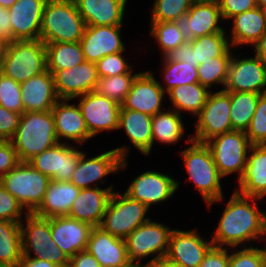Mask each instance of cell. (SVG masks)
Instances as JSON below:
<instances>
[{
    "mask_svg": "<svg viewBox=\"0 0 266 267\" xmlns=\"http://www.w3.org/2000/svg\"><path fill=\"white\" fill-rule=\"evenodd\" d=\"M207 89L198 82L174 87L167 94L173 103V110L178 113L185 110L197 116L204 107L210 93Z\"/></svg>",
    "mask_w": 266,
    "mask_h": 267,
    "instance_id": "836d02e7",
    "label": "cell"
},
{
    "mask_svg": "<svg viewBox=\"0 0 266 267\" xmlns=\"http://www.w3.org/2000/svg\"><path fill=\"white\" fill-rule=\"evenodd\" d=\"M47 0H17L7 10L12 41L39 40L43 9Z\"/></svg>",
    "mask_w": 266,
    "mask_h": 267,
    "instance_id": "d6986e66",
    "label": "cell"
},
{
    "mask_svg": "<svg viewBox=\"0 0 266 267\" xmlns=\"http://www.w3.org/2000/svg\"><path fill=\"white\" fill-rule=\"evenodd\" d=\"M69 267H101V265L93 255L85 250L70 258Z\"/></svg>",
    "mask_w": 266,
    "mask_h": 267,
    "instance_id": "11a10c76",
    "label": "cell"
},
{
    "mask_svg": "<svg viewBox=\"0 0 266 267\" xmlns=\"http://www.w3.org/2000/svg\"><path fill=\"white\" fill-rule=\"evenodd\" d=\"M150 33L160 45L163 57L188 40L181 21L151 22Z\"/></svg>",
    "mask_w": 266,
    "mask_h": 267,
    "instance_id": "ab89813d",
    "label": "cell"
},
{
    "mask_svg": "<svg viewBox=\"0 0 266 267\" xmlns=\"http://www.w3.org/2000/svg\"><path fill=\"white\" fill-rule=\"evenodd\" d=\"M195 0H155L151 22L182 21Z\"/></svg>",
    "mask_w": 266,
    "mask_h": 267,
    "instance_id": "7bdbcfd3",
    "label": "cell"
},
{
    "mask_svg": "<svg viewBox=\"0 0 266 267\" xmlns=\"http://www.w3.org/2000/svg\"><path fill=\"white\" fill-rule=\"evenodd\" d=\"M69 145L68 142H58L42 153L35 155L28 162L34 169L48 176L51 180L70 181L82 152Z\"/></svg>",
    "mask_w": 266,
    "mask_h": 267,
    "instance_id": "4fadbf2b",
    "label": "cell"
},
{
    "mask_svg": "<svg viewBox=\"0 0 266 267\" xmlns=\"http://www.w3.org/2000/svg\"><path fill=\"white\" fill-rule=\"evenodd\" d=\"M124 128L132 144L144 155L152 150V116L140 111L124 109L119 113V127Z\"/></svg>",
    "mask_w": 266,
    "mask_h": 267,
    "instance_id": "4dcf8cb0",
    "label": "cell"
},
{
    "mask_svg": "<svg viewBox=\"0 0 266 267\" xmlns=\"http://www.w3.org/2000/svg\"><path fill=\"white\" fill-rule=\"evenodd\" d=\"M20 163L10 140H0V178Z\"/></svg>",
    "mask_w": 266,
    "mask_h": 267,
    "instance_id": "816d5d0a",
    "label": "cell"
},
{
    "mask_svg": "<svg viewBox=\"0 0 266 267\" xmlns=\"http://www.w3.org/2000/svg\"><path fill=\"white\" fill-rule=\"evenodd\" d=\"M50 180L29 162H20L0 178V183L25 207L26 213H33L40 206Z\"/></svg>",
    "mask_w": 266,
    "mask_h": 267,
    "instance_id": "52a82bcc",
    "label": "cell"
},
{
    "mask_svg": "<svg viewBox=\"0 0 266 267\" xmlns=\"http://www.w3.org/2000/svg\"><path fill=\"white\" fill-rule=\"evenodd\" d=\"M152 267H185V266L176 263L165 256L154 262L152 264Z\"/></svg>",
    "mask_w": 266,
    "mask_h": 267,
    "instance_id": "91938a15",
    "label": "cell"
},
{
    "mask_svg": "<svg viewBox=\"0 0 266 267\" xmlns=\"http://www.w3.org/2000/svg\"><path fill=\"white\" fill-rule=\"evenodd\" d=\"M121 25L86 26L80 44L85 61L97 63L104 56L123 52L121 41Z\"/></svg>",
    "mask_w": 266,
    "mask_h": 267,
    "instance_id": "ffe728a7",
    "label": "cell"
},
{
    "mask_svg": "<svg viewBox=\"0 0 266 267\" xmlns=\"http://www.w3.org/2000/svg\"><path fill=\"white\" fill-rule=\"evenodd\" d=\"M172 231L168 226L152 220L138 226L124 239L129 262L141 263L144 257L156 253V256L147 262L152 265L158 259L165 257Z\"/></svg>",
    "mask_w": 266,
    "mask_h": 267,
    "instance_id": "30bf717a",
    "label": "cell"
},
{
    "mask_svg": "<svg viewBox=\"0 0 266 267\" xmlns=\"http://www.w3.org/2000/svg\"><path fill=\"white\" fill-rule=\"evenodd\" d=\"M255 53L258 58L266 66V32L262 35L259 41L254 45Z\"/></svg>",
    "mask_w": 266,
    "mask_h": 267,
    "instance_id": "680465c9",
    "label": "cell"
},
{
    "mask_svg": "<svg viewBox=\"0 0 266 267\" xmlns=\"http://www.w3.org/2000/svg\"><path fill=\"white\" fill-rule=\"evenodd\" d=\"M0 267H18V266H11V265H7V264H0Z\"/></svg>",
    "mask_w": 266,
    "mask_h": 267,
    "instance_id": "89a4df30",
    "label": "cell"
},
{
    "mask_svg": "<svg viewBox=\"0 0 266 267\" xmlns=\"http://www.w3.org/2000/svg\"><path fill=\"white\" fill-rule=\"evenodd\" d=\"M96 65L99 78L132 73V66L126 63L125 58L122 57V52L104 56Z\"/></svg>",
    "mask_w": 266,
    "mask_h": 267,
    "instance_id": "7dc6e473",
    "label": "cell"
},
{
    "mask_svg": "<svg viewBox=\"0 0 266 267\" xmlns=\"http://www.w3.org/2000/svg\"><path fill=\"white\" fill-rule=\"evenodd\" d=\"M149 208L125 193L113 192L99 227L112 236L125 239L138 226L149 221Z\"/></svg>",
    "mask_w": 266,
    "mask_h": 267,
    "instance_id": "ba28073f",
    "label": "cell"
},
{
    "mask_svg": "<svg viewBox=\"0 0 266 267\" xmlns=\"http://www.w3.org/2000/svg\"><path fill=\"white\" fill-rule=\"evenodd\" d=\"M223 19L219 5L194 2L182 19L183 29L188 40L225 31L218 24Z\"/></svg>",
    "mask_w": 266,
    "mask_h": 267,
    "instance_id": "f546056e",
    "label": "cell"
},
{
    "mask_svg": "<svg viewBox=\"0 0 266 267\" xmlns=\"http://www.w3.org/2000/svg\"><path fill=\"white\" fill-rule=\"evenodd\" d=\"M20 118V113L0 106V140H10L14 136L19 126Z\"/></svg>",
    "mask_w": 266,
    "mask_h": 267,
    "instance_id": "681fc988",
    "label": "cell"
},
{
    "mask_svg": "<svg viewBox=\"0 0 266 267\" xmlns=\"http://www.w3.org/2000/svg\"><path fill=\"white\" fill-rule=\"evenodd\" d=\"M245 133L252 145L266 144V93L259 96L257 108Z\"/></svg>",
    "mask_w": 266,
    "mask_h": 267,
    "instance_id": "f6af8a7d",
    "label": "cell"
},
{
    "mask_svg": "<svg viewBox=\"0 0 266 267\" xmlns=\"http://www.w3.org/2000/svg\"><path fill=\"white\" fill-rule=\"evenodd\" d=\"M53 76L59 99L70 100L94 91L99 80L96 63L89 61L69 69L58 70Z\"/></svg>",
    "mask_w": 266,
    "mask_h": 267,
    "instance_id": "2e32d148",
    "label": "cell"
},
{
    "mask_svg": "<svg viewBox=\"0 0 266 267\" xmlns=\"http://www.w3.org/2000/svg\"><path fill=\"white\" fill-rule=\"evenodd\" d=\"M257 7L256 0H221L219 9L223 20Z\"/></svg>",
    "mask_w": 266,
    "mask_h": 267,
    "instance_id": "f907efd6",
    "label": "cell"
},
{
    "mask_svg": "<svg viewBox=\"0 0 266 267\" xmlns=\"http://www.w3.org/2000/svg\"><path fill=\"white\" fill-rule=\"evenodd\" d=\"M166 92L150 72H139L121 106L153 116L162 112V100Z\"/></svg>",
    "mask_w": 266,
    "mask_h": 267,
    "instance_id": "ac0fdd59",
    "label": "cell"
},
{
    "mask_svg": "<svg viewBox=\"0 0 266 267\" xmlns=\"http://www.w3.org/2000/svg\"><path fill=\"white\" fill-rule=\"evenodd\" d=\"M80 190L70 181L50 180L43 200L33 214L41 218L68 216Z\"/></svg>",
    "mask_w": 266,
    "mask_h": 267,
    "instance_id": "f1b7e54d",
    "label": "cell"
},
{
    "mask_svg": "<svg viewBox=\"0 0 266 267\" xmlns=\"http://www.w3.org/2000/svg\"><path fill=\"white\" fill-rule=\"evenodd\" d=\"M113 187L111 185L105 189L100 187L81 189L72 203L68 217L86 222L93 227L99 226L114 192Z\"/></svg>",
    "mask_w": 266,
    "mask_h": 267,
    "instance_id": "603a6c76",
    "label": "cell"
},
{
    "mask_svg": "<svg viewBox=\"0 0 266 267\" xmlns=\"http://www.w3.org/2000/svg\"><path fill=\"white\" fill-rule=\"evenodd\" d=\"M128 151V147L122 146L92 158H86V153L82 152L70 182L80 189L98 187L99 180L102 183L105 181L102 180L103 177L127 167ZM96 182L97 186L91 185Z\"/></svg>",
    "mask_w": 266,
    "mask_h": 267,
    "instance_id": "8fae6325",
    "label": "cell"
},
{
    "mask_svg": "<svg viewBox=\"0 0 266 267\" xmlns=\"http://www.w3.org/2000/svg\"><path fill=\"white\" fill-rule=\"evenodd\" d=\"M47 70L53 75L58 70L69 69L85 61L80 42L47 43Z\"/></svg>",
    "mask_w": 266,
    "mask_h": 267,
    "instance_id": "d6a6232c",
    "label": "cell"
},
{
    "mask_svg": "<svg viewBox=\"0 0 266 267\" xmlns=\"http://www.w3.org/2000/svg\"><path fill=\"white\" fill-rule=\"evenodd\" d=\"M178 187L177 180L167 174L146 171L132 181L125 194L150 208L152 204L169 199Z\"/></svg>",
    "mask_w": 266,
    "mask_h": 267,
    "instance_id": "e0dca14e",
    "label": "cell"
},
{
    "mask_svg": "<svg viewBox=\"0 0 266 267\" xmlns=\"http://www.w3.org/2000/svg\"><path fill=\"white\" fill-rule=\"evenodd\" d=\"M101 267H123L129 263L124 239L112 236L101 227H93L86 249Z\"/></svg>",
    "mask_w": 266,
    "mask_h": 267,
    "instance_id": "cb8c5ba5",
    "label": "cell"
},
{
    "mask_svg": "<svg viewBox=\"0 0 266 267\" xmlns=\"http://www.w3.org/2000/svg\"><path fill=\"white\" fill-rule=\"evenodd\" d=\"M230 19L233 20L231 47L241 44L255 45L266 32V22L260 7L237 14Z\"/></svg>",
    "mask_w": 266,
    "mask_h": 267,
    "instance_id": "1f68e13d",
    "label": "cell"
},
{
    "mask_svg": "<svg viewBox=\"0 0 266 267\" xmlns=\"http://www.w3.org/2000/svg\"><path fill=\"white\" fill-rule=\"evenodd\" d=\"M132 74L133 73H125L111 77H101L96 83L94 92L108 97L121 105L129 93L134 79L139 73Z\"/></svg>",
    "mask_w": 266,
    "mask_h": 267,
    "instance_id": "b9f144b4",
    "label": "cell"
},
{
    "mask_svg": "<svg viewBox=\"0 0 266 267\" xmlns=\"http://www.w3.org/2000/svg\"><path fill=\"white\" fill-rule=\"evenodd\" d=\"M166 57L176 62H188L194 64V49L190 40H186L179 47L169 52Z\"/></svg>",
    "mask_w": 266,
    "mask_h": 267,
    "instance_id": "db71d44e",
    "label": "cell"
},
{
    "mask_svg": "<svg viewBox=\"0 0 266 267\" xmlns=\"http://www.w3.org/2000/svg\"><path fill=\"white\" fill-rule=\"evenodd\" d=\"M234 191L226 205L219 225L211 239L213 246L237 247L263 236L266 211L258 208L256 200ZM252 201L251 204L249 201Z\"/></svg>",
    "mask_w": 266,
    "mask_h": 267,
    "instance_id": "6da1fadb",
    "label": "cell"
},
{
    "mask_svg": "<svg viewBox=\"0 0 266 267\" xmlns=\"http://www.w3.org/2000/svg\"><path fill=\"white\" fill-rule=\"evenodd\" d=\"M46 70V48L40 39L9 41L0 73L21 84Z\"/></svg>",
    "mask_w": 266,
    "mask_h": 267,
    "instance_id": "5b68a950",
    "label": "cell"
},
{
    "mask_svg": "<svg viewBox=\"0 0 266 267\" xmlns=\"http://www.w3.org/2000/svg\"><path fill=\"white\" fill-rule=\"evenodd\" d=\"M85 28L74 0L46 1L40 28V40L44 44L80 42Z\"/></svg>",
    "mask_w": 266,
    "mask_h": 267,
    "instance_id": "3957f363",
    "label": "cell"
},
{
    "mask_svg": "<svg viewBox=\"0 0 266 267\" xmlns=\"http://www.w3.org/2000/svg\"><path fill=\"white\" fill-rule=\"evenodd\" d=\"M260 95L254 92H231L232 130L246 132L257 108Z\"/></svg>",
    "mask_w": 266,
    "mask_h": 267,
    "instance_id": "8d00e7d4",
    "label": "cell"
},
{
    "mask_svg": "<svg viewBox=\"0 0 266 267\" xmlns=\"http://www.w3.org/2000/svg\"><path fill=\"white\" fill-rule=\"evenodd\" d=\"M196 2H200V3H209V4H216L219 5V3L221 2V0H195Z\"/></svg>",
    "mask_w": 266,
    "mask_h": 267,
    "instance_id": "e7e4bbea",
    "label": "cell"
},
{
    "mask_svg": "<svg viewBox=\"0 0 266 267\" xmlns=\"http://www.w3.org/2000/svg\"><path fill=\"white\" fill-rule=\"evenodd\" d=\"M0 36L12 41V27L7 8L0 6Z\"/></svg>",
    "mask_w": 266,
    "mask_h": 267,
    "instance_id": "9f6ffc18",
    "label": "cell"
},
{
    "mask_svg": "<svg viewBox=\"0 0 266 267\" xmlns=\"http://www.w3.org/2000/svg\"><path fill=\"white\" fill-rule=\"evenodd\" d=\"M22 257L20 223L0 221V264L18 266Z\"/></svg>",
    "mask_w": 266,
    "mask_h": 267,
    "instance_id": "d590c367",
    "label": "cell"
},
{
    "mask_svg": "<svg viewBox=\"0 0 266 267\" xmlns=\"http://www.w3.org/2000/svg\"><path fill=\"white\" fill-rule=\"evenodd\" d=\"M225 92L266 93V66L254 58L239 59L232 55Z\"/></svg>",
    "mask_w": 266,
    "mask_h": 267,
    "instance_id": "9a60e30c",
    "label": "cell"
},
{
    "mask_svg": "<svg viewBox=\"0 0 266 267\" xmlns=\"http://www.w3.org/2000/svg\"><path fill=\"white\" fill-rule=\"evenodd\" d=\"M212 241L202 239L196 230H173L170 236L166 257L185 267H199Z\"/></svg>",
    "mask_w": 266,
    "mask_h": 267,
    "instance_id": "7402d4cb",
    "label": "cell"
},
{
    "mask_svg": "<svg viewBox=\"0 0 266 267\" xmlns=\"http://www.w3.org/2000/svg\"><path fill=\"white\" fill-rule=\"evenodd\" d=\"M164 80L166 86H161L167 93L174 87L198 83L197 68L199 64H189L188 62H176L163 57Z\"/></svg>",
    "mask_w": 266,
    "mask_h": 267,
    "instance_id": "60d3db41",
    "label": "cell"
},
{
    "mask_svg": "<svg viewBox=\"0 0 266 267\" xmlns=\"http://www.w3.org/2000/svg\"><path fill=\"white\" fill-rule=\"evenodd\" d=\"M70 99H59L51 109L55 131L60 142L66 138L77 143H84L92 138L78 105L67 103Z\"/></svg>",
    "mask_w": 266,
    "mask_h": 267,
    "instance_id": "484cf974",
    "label": "cell"
},
{
    "mask_svg": "<svg viewBox=\"0 0 266 267\" xmlns=\"http://www.w3.org/2000/svg\"><path fill=\"white\" fill-rule=\"evenodd\" d=\"M123 267H152V265H149L147 263L142 265V263L129 262L127 265Z\"/></svg>",
    "mask_w": 266,
    "mask_h": 267,
    "instance_id": "be15d7a7",
    "label": "cell"
},
{
    "mask_svg": "<svg viewBox=\"0 0 266 267\" xmlns=\"http://www.w3.org/2000/svg\"><path fill=\"white\" fill-rule=\"evenodd\" d=\"M231 92L223 89L209 93L206 103L200 113L196 116V134L191 137L200 143H206L211 138L227 133L232 130L230 110Z\"/></svg>",
    "mask_w": 266,
    "mask_h": 267,
    "instance_id": "7c38bea8",
    "label": "cell"
},
{
    "mask_svg": "<svg viewBox=\"0 0 266 267\" xmlns=\"http://www.w3.org/2000/svg\"><path fill=\"white\" fill-rule=\"evenodd\" d=\"M263 234H265V236H266V222H265V225H264V231H263ZM263 251H264V254H265V257H266V248L263 249Z\"/></svg>",
    "mask_w": 266,
    "mask_h": 267,
    "instance_id": "a7ac6f4b",
    "label": "cell"
},
{
    "mask_svg": "<svg viewBox=\"0 0 266 267\" xmlns=\"http://www.w3.org/2000/svg\"><path fill=\"white\" fill-rule=\"evenodd\" d=\"M26 225L20 222L22 256L48 260L59 267H69L70 258L52 239L50 218H41L33 213L25 214ZM35 256H31L30 252Z\"/></svg>",
    "mask_w": 266,
    "mask_h": 267,
    "instance_id": "8992f818",
    "label": "cell"
},
{
    "mask_svg": "<svg viewBox=\"0 0 266 267\" xmlns=\"http://www.w3.org/2000/svg\"><path fill=\"white\" fill-rule=\"evenodd\" d=\"M256 3H257V7H264L266 6V0H256Z\"/></svg>",
    "mask_w": 266,
    "mask_h": 267,
    "instance_id": "03108f58",
    "label": "cell"
},
{
    "mask_svg": "<svg viewBox=\"0 0 266 267\" xmlns=\"http://www.w3.org/2000/svg\"><path fill=\"white\" fill-rule=\"evenodd\" d=\"M229 252L225 247L212 246L199 267H229Z\"/></svg>",
    "mask_w": 266,
    "mask_h": 267,
    "instance_id": "f5cc1de1",
    "label": "cell"
},
{
    "mask_svg": "<svg viewBox=\"0 0 266 267\" xmlns=\"http://www.w3.org/2000/svg\"><path fill=\"white\" fill-rule=\"evenodd\" d=\"M86 26L122 25L127 0H74Z\"/></svg>",
    "mask_w": 266,
    "mask_h": 267,
    "instance_id": "83f0119b",
    "label": "cell"
},
{
    "mask_svg": "<svg viewBox=\"0 0 266 267\" xmlns=\"http://www.w3.org/2000/svg\"><path fill=\"white\" fill-rule=\"evenodd\" d=\"M265 261L263 248L253 246L229 254V267H265Z\"/></svg>",
    "mask_w": 266,
    "mask_h": 267,
    "instance_id": "bcb514c9",
    "label": "cell"
},
{
    "mask_svg": "<svg viewBox=\"0 0 266 267\" xmlns=\"http://www.w3.org/2000/svg\"><path fill=\"white\" fill-rule=\"evenodd\" d=\"M18 267H59V266L50 263L48 260L22 257V260L19 262Z\"/></svg>",
    "mask_w": 266,
    "mask_h": 267,
    "instance_id": "6f0895ef",
    "label": "cell"
},
{
    "mask_svg": "<svg viewBox=\"0 0 266 267\" xmlns=\"http://www.w3.org/2000/svg\"><path fill=\"white\" fill-rule=\"evenodd\" d=\"M23 207L0 183V221L21 222Z\"/></svg>",
    "mask_w": 266,
    "mask_h": 267,
    "instance_id": "c3c4849f",
    "label": "cell"
},
{
    "mask_svg": "<svg viewBox=\"0 0 266 267\" xmlns=\"http://www.w3.org/2000/svg\"><path fill=\"white\" fill-rule=\"evenodd\" d=\"M192 144L181 152L184 165L188 173V180L195 183L210 207L214 202L223 200L220 180L223 178L216 167L210 149L206 143H200L191 138L187 140Z\"/></svg>",
    "mask_w": 266,
    "mask_h": 267,
    "instance_id": "277c9868",
    "label": "cell"
},
{
    "mask_svg": "<svg viewBox=\"0 0 266 267\" xmlns=\"http://www.w3.org/2000/svg\"><path fill=\"white\" fill-rule=\"evenodd\" d=\"M246 169L238 181L239 194L262 199L266 195V144L251 145Z\"/></svg>",
    "mask_w": 266,
    "mask_h": 267,
    "instance_id": "4316f807",
    "label": "cell"
},
{
    "mask_svg": "<svg viewBox=\"0 0 266 267\" xmlns=\"http://www.w3.org/2000/svg\"><path fill=\"white\" fill-rule=\"evenodd\" d=\"M181 113L168 109L152 116V146L155 140L164 144L177 143L184 135Z\"/></svg>",
    "mask_w": 266,
    "mask_h": 267,
    "instance_id": "e575fe53",
    "label": "cell"
},
{
    "mask_svg": "<svg viewBox=\"0 0 266 267\" xmlns=\"http://www.w3.org/2000/svg\"><path fill=\"white\" fill-rule=\"evenodd\" d=\"M213 160L222 177L234 172L239 173L238 181L243 177L247 153L251 143L244 131H230L217 135L206 142Z\"/></svg>",
    "mask_w": 266,
    "mask_h": 267,
    "instance_id": "9c48e42d",
    "label": "cell"
},
{
    "mask_svg": "<svg viewBox=\"0 0 266 267\" xmlns=\"http://www.w3.org/2000/svg\"><path fill=\"white\" fill-rule=\"evenodd\" d=\"M20 87L24 112L50 111L59 100L54 76L48 70L21 83Z\"/></svg>",
    "mask_w": 266,
    "mask_h": 267,
    "instance_id": "d4e9b609",
    "label": "cell"
},
{
    "mask_svg": "<svg viewBox=\"0 0 266 267\" xmlns=\"http://www.w3.org/2000/svg\"><path fill=\"white\" fill-rule=\"evenodd\" d=\"M8 44H9V41L0 36V70H1L2 62L5 58Z\"/></svg>",
    "mask_w": 266,
    "mask_h": 267,
    "instance_id": "94428289",
    "label": "cell"
},
{
    "mask_svg": "<svg viewBox=\"0 0 266 267\" xmlns=\"http://www.w3.org/2000/svg\"><path fill=\"white\" fill-rule=\"evenodd\" d=\"M79 97L78 106L92 138L104 130H118L121 109L119 103L94 91Z\"/></svg>",
    "mask_w": 266,
    "mask_h": 267,
    "instance_id": "5bb4252c",
    "label": "cell"
},
{
    "mask_svg": "<svg viewBox=\"0 0 266 267\" xmlns=\"http://www.w3.org/2000/svg\"><path fill=\"white\" fill-rule=\"evenodd\" d=\"M17 0H0V6L3 8L11 7Z\"/></svg>",
    "mask_w": 266,
    "mask_h": 267,
    "instance_id": "6125c7cd",
    "label": "cell"
},
{
    "mask_svg": "<svg viewBox=\"0 0 266 267\" xmlns=\"http://www.w3.org/2000/svg\"><path fill=\"white\" fill-rule=\"evenodd\" d=\"M261 10L263 12L264 19H265V22H266V6L262 7Z\"/></svg>",
    "mask_w": 266,
    "mask_h": 267,
    "instance_id": "003e7915",
    "label": "cell"
},
{
    "mask_svg": "<svg viewBox=\"0 0 266 267\" xmlns=\"http://www.w3.org/2000/svg\"><path fill=\"white\" fill-rule=\"evenodd\" d=\"M231 59L232 54L229 48L222 56L199 64L197 68L199 83L207 88H211L215 83L223 84L225 87Z\"/></svg>",
    "mask_w": 266,
    "mask_h": 267,
    "instance_id": "f35d334b",
    "label": "cell"
},
{
    "mask_svg": "<svg viewBox=\"0 0 266 267\" xmlns=\"http://www.w3.org/2000/svg\"><path fill=\"white\" fill-rule=\"evenodd\" d=\"M20 162H28L58 143L52 111L23 112L19 126L10 139Z\"/></svg>",
    "mask_w": 266,
    "mask_h": 267,
    "instance_id": "7a4b0ae2",
    "label": "cell"
},
{
    "mask_svg": "<svg viewBox=\"0 0 266 267\" xmlns=\"http://www.w3.org/2000/svg\"><path fill=\"white\" fill-rule=\"evenodd\" d=\"M21 84L0 73V106L22 114Z\"/></svg>",
    "mask_w": 266,
    "mask_h": 267,
    "instance_id": "ee69618b",
    "label": "cell"
},
{
    "mask_svg": "<svg viewBox=\"0 0 266 267\" xmlns=\"http://www.w3.org/2000/svg\"><path fill=\"white\" fill-rule=\"evenodd\" d=\"M225 36L226 32L222 31L191 39L194 49V63L202 64L211 58L222 56L231 48L230 42Z\"/></svg>",
    "mask_w": 266,
    "mask_h": 267,
    "instance_id": "74e56055",
    "label": "cell"
},
{
    "mask_svg": "<svg viewBox=\"0 0 266 267\" xmlns=\"http://www.w3.org/2000/svg\"><path fill=\"white\" fill-rule=\"evenodd\" d=\"M52 239L69 257L87 249L93 226L68 216L50 218Z\"/></svg>",
    "mask_w": 266,
    "mask_h": 267,
    "instance_id": "44dd1931",
    "label": "cell"
}]
</instances>
